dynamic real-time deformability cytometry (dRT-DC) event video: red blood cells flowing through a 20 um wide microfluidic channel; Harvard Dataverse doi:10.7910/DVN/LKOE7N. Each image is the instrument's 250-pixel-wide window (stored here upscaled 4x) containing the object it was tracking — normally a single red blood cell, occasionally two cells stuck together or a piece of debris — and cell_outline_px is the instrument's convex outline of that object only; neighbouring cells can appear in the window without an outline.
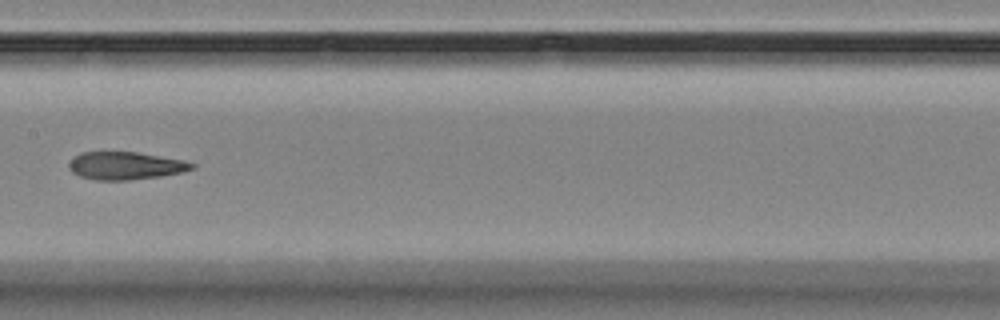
{"species": "Egyptian fruit bat (a non-hibernating species)", "species_latin": "Rousettus aegyptiacus", "temperature_condition": "room temperature", "stored_images_in_passage": 11, "camera_frame_rate_fps": 3000, "um_per_image_px": 0.085, "animal": {"sex": "female"}, "frame": {"image": 1, "passage_image": 4, "time_ms": 3.667, "image_size_px": [1000, 320], "cell_outline_px": [[196, 168], [184, 172], [160, 176], [128, 180], [96, 180], [80, 176], [72, 172], [68, 168], [68, 164], [80, 152], [136, 152], [184, 160], [196, 164]], "centroid_in_image_um": [10.7, 14.09], "position_along_channel_um": 196.7, "area_um2": 19.88}}
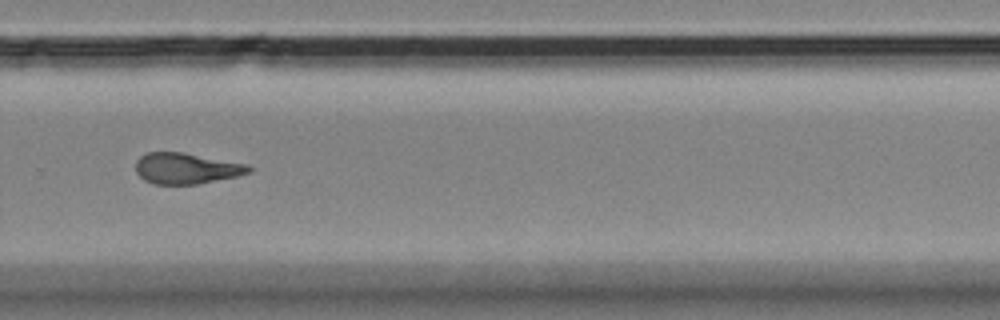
{"frame": {"image": 2, "passage_image": 7, "time_ms": 7.0, "image_size_px": [1000, 320], "cell_outline_px": [[252, 172], [236, 176], [196, 184], [152, 184], [144, 180], [136, 172], [136, 160], [140, 156], [148, 152], [184, 152], [248, 164], [252, 168]], "centroid_in_image_um": [15.83, 14.3], "position_along_channel_um": 314.0, "area_um2": 20.46}}
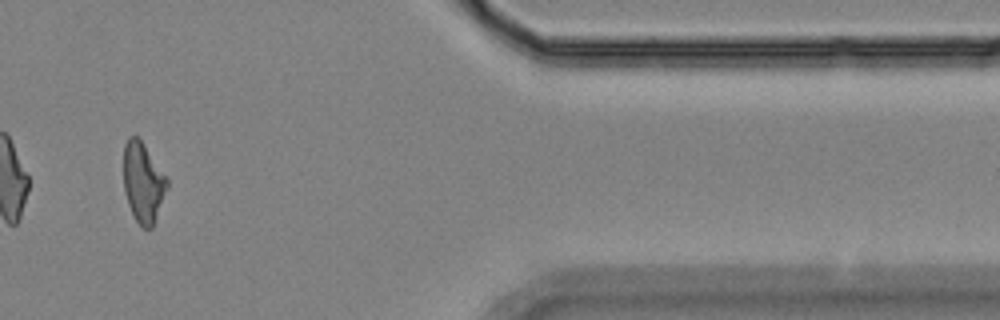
{"frame": {"image": 3, "passage_image": 10, "time_ms": 10.333, "image_size_px": [1000, 320], "cell_outline_px": [[168, 188], [152, 228], [144, 228], [136, 220], [128, 204], [124, 192], [124, 144], [128, 136], [136, 136], [140, 140], [168, 180]], "centroid_in_image_um": [12.15, 15.52], "position_along_channel_um": 399.2, "area_um2": 19.88}, "authors_computed_cell_mechanics": {"area_um2": 20.5768, "velocity_mm_per_s": 3.5415, "shape_relaxation_time_tau1_ms": null, "shape_relaxation_time_tau2_ms": 4.3147, "deformation_change_tau1": null, "deformation_change_tau2": 0.1004}}